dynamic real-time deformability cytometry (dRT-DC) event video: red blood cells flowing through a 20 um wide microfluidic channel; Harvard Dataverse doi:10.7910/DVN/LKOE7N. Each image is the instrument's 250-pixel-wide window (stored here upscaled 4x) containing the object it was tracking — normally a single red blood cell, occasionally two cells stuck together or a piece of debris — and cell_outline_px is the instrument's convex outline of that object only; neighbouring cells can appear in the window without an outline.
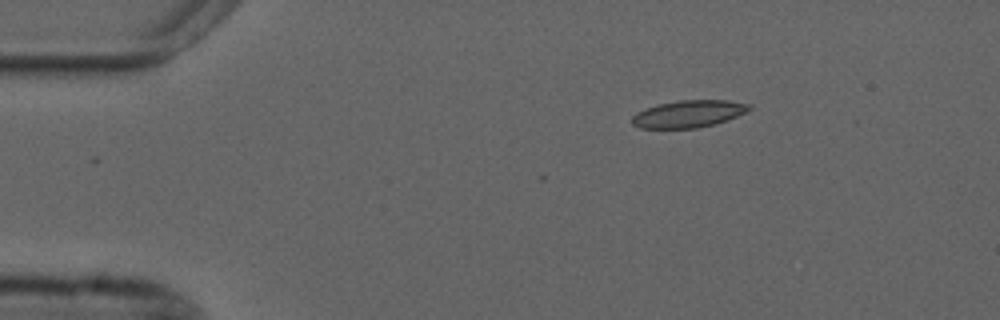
{"species": "common noctule bat (a hibernating species)", "species_latin": "Nyctalus noctula", "temperature_condition": "cold", "stored_images_in_passage": 30, "camera_frame_rate_fps": 3000, "um_per_image_px": 0.085, "animal": {"sex": "male", "forearm_length_mm": 52.5}, "frame": {"image": 1, "passage_image": 1, "time_ms": 0.0, "image_size_px": [1000, 320], "cell_outline_px": [[752, 108], [748, 112], [716, 124], [696, 128], [640, 128], [632, 124], [632, 116], [636, 112], [644, 108], [656, 104], [680, 100], [728, 100], [752, 104]], "centroid_in_image_um": [58.55, 9.67], "position_along_channel_um": 26.5, "area_um2": 18.84}}
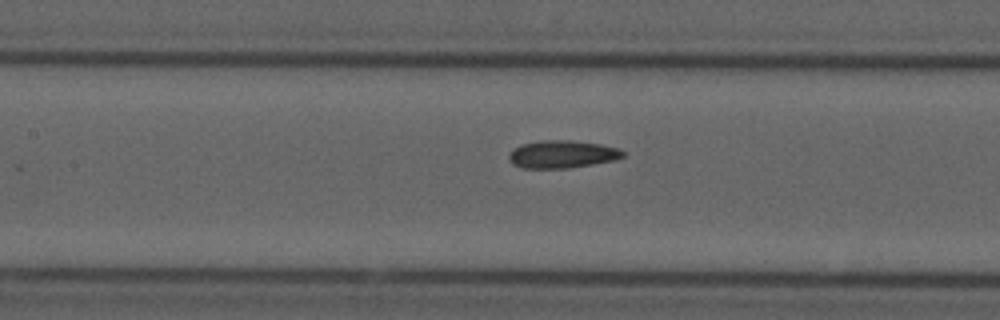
{"frame": {"image": 2, "passage_image": 17, "time_ms": 5.333, "image_size_px": [1000, 320], "cell_outline_px": [[624, 156], [616, 160], [568, 168], [524, 168], [512, 164], [508, 160], [508, 156], [520, 144], [540, 140], [568, 140], [600, 144], [616, 148], [624, 152]], "centroid_in_image_um": [47.76, 13.11], "position_along_channel_um": 159.6, "area_um2": 18.26}}
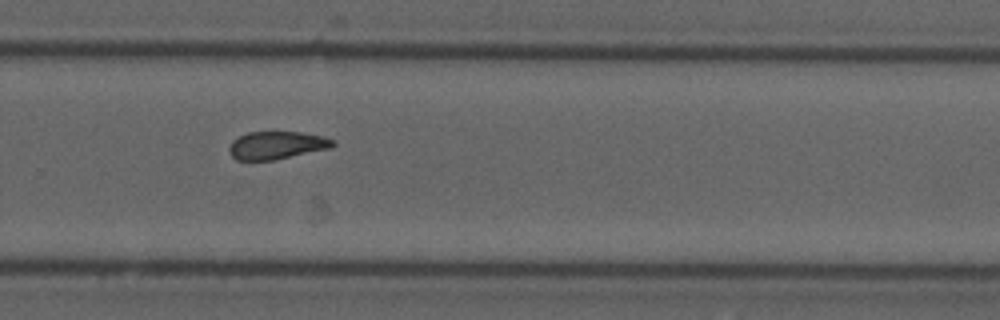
{"frame": {"image": 3, "passage_image": 29, "time_ms": 9.333, "image_size_px": [1000, 320], "cell_outline_px": [[336, 144], [332, 148], [276, 160], [236, 160], [228, 152], [228, 148], [232, 140], [248, 132], [300, 132], [324, 136], [336, 140]], "centroid_in_image_um": [23.55, 12.35], "position_along_channel_um": 306.2, "area_um2": 17.11}, "authors_computed_cell_mechanics": {"area_um2": 17.8602, "velocity_mm_per_s": 3.6762, "shape_relaxation_time_tau1_ms": 9.8463, "shape_relaxation_time_tau2_ms": 4.3131, "deformation_change_tau1": 0.1795, "deformation_change_tau2": 0.0808}}